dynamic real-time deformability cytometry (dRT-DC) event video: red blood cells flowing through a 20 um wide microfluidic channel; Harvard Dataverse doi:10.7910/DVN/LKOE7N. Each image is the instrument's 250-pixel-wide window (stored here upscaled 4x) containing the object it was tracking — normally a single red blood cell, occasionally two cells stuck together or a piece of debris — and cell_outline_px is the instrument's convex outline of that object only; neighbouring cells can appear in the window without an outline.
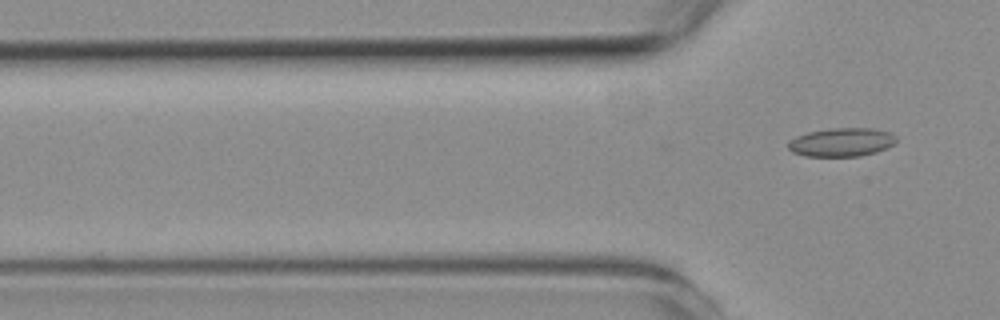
{"species": "common noctule bat (a hibernating species)", "species_latin": "Nyctalus noctula", "temperature_condition": "room temperature", "stored_images_in_passage": 2, "camera_frame_rate_fps": 3000, "um_per_image_px": 0.085, "animal": {"sex": "female", "body_mass_g": 19.3, "forearm_length_mm": 54.1}, "frame": {"image": 1, "passage_image": 2, "time_ms": 2.0, "image_size_px": [1000, 320], "cell_outline_px": [[896, 144], [888, 148], [876, 152], [860, 156], [804, 156], [792, 152], [788, 148], [788, 140], [796, 136], [808, 132], [832, 128], [876, 128], [888, 132], [896, 136]], "centroid_in_image_um": [71.54, 12.09], "position_along_channel_um": 54.3, "area_um2": 18.21}}